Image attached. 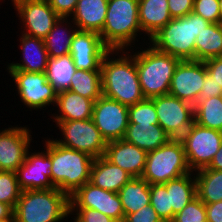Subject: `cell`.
<instances>
[{"label":"cell","instance_id":"obj_12","mask_svg":"<svg viewBox=\"0 0 222 222\" xmlns=\"http://www.w3.org/2000/svg\"><path fill=\"white\" fill-rule=\"evenodd\" d=\"M91 119L106 142L120 140L129 124L128 107L101 95L94 103Z\"/></svg>","mask_w":222,"mask_h":222},{"label":"cell","instance_id":"obj_14","mask_svg":"<svg viewBox=\"0 0 222 222\" xmlns=\"http://www.w3.org/2000/svg\"><path fill=\"white\" fill-rule=\"evenodd\" d=\"M70 208L98 210L117 222H124L125 216L118 193L101 189L87 182L69 196Z\"/></svg>","mask_w":222,"mask_h":222},{"label":"cell","instance_id":"obj_7","mask_svg":"<svg viewBox=\"0 0 222 222\" xmlns=\"http://www.w3.org/2000/svg\"><path fill=\"white\" fill-rule=\"evenodd\" d=\"M191 172L182 141L170 139L158 149L147 152L142 178L150 185L163 184Z\"/></svg>","mask_w":222,"mask_h":222},{"label":"cell","instance_id":"obj_42","mask_svg":"<svg viewBox=\"0 0 222 222\" xmlns=\"http://www.w3.org/2000/svg\"><path fill=\"white\" fill-rule=\"evenodd\" d=\"M54 11L64 18H71L78 0H47Z\"/></svg>","mask_w":222,"mask_h":222},{"label":"cell","instance_id":"obj_24","mask_svg":"<svg viewBox=\"0 0 222 222\" xmlns=\"http://www.w3.org/2000/svg\"><path fill=\"white\" fill-rule=\"evenodd\" d=\"M138 2L140 28L149 41L172 19L168 2L167 0H138Z\"/></svg>","mask_w":222,"mask_h":222},{"label":"cell","instance_id":"obj_20","mask_svg":"<svg viewBox=\"0 0 222 222\" xmlns=\"http://www.w3.org/2000/svg\"><path fill=\"white\" fill-rule=\"evenodd\" d=\"M19 48L21 54L20 62L8 63L7 70H23L26 72L46 73L49 55L44 40L21 33Z\"/></svg>","mask_w":222,"mask_h":222},{"label":"cell","instance_id":"obj_40","mask_svg":"<svg viewBox=\"0 0 222 222\" xmlns=\"http://www.w3.org/2000/svg\"><path fill=\"white\" fill-rule=\"evenodd\" d=\"M124 222H163L156 211L150 205L144 206L135 213L128 214Z\"/></svg>","mask_w":222,"mask_h":222},{"label":"cell","instance_id":"obj_43","mask_svg":"<svg viewBox=\"0 0 222 222\" xmlns=\"http://www.w3.org/2000/svg\"><path fill=\"white\" fill-rule=\"evenodd\" d=\"M214 96H222V87L207 73L197 102Z\"/></svg>","mask_w":222,"mask_h":222},{"label":"cell","instance_id":"obj_44","mask_svg":"<svg viewBox=\"0 0 222 222\" xmlns=\"http://www.w3.org/2000/svg\"><path fill=\"white\" fill-rule=\"evenodd\" d=\"M207 73L218 86L222 87V57H214L204 61Z\"/></svg>","mask_w":222,"mask_h":222},{"label":"cell","instance_id":"obj_38","mask_svg":"<svg viewBox=\"0 0 222 222\" xmlns=\"http://www.w3.org/2000/svg\"><path fill=\"white\" fill-rule=\"evenodd\" d=\"M193 12L210 23H221L219 0H194Z\"/></svg>","mask_w":222,"mask_h":222},{"label":"cell","instance_id":"obj_25","mask_svg":"<svg viewBox=\"0 0 222 222\" xmlns=\"http://www.w3.org/2000/svg\"><path fill=\"white\" fill-rule=\"evenodd\" d=\"M123 139L150 152L165 145L171 138L159 124L129 123Z\"/></svg>","mask_w":222,"mask_h":222},{"label":"cell","instance_id":"obj_49","mask_svg":"<svg viewBox=\"0 0 222 222\" xmlns=\"http://www.w3.org/2000/svg\"><path fill=\"white\" fill-rule=\"evenodd\" d=\"M0 222H16L15 218L1 219Z\"/></svg>","mask_w":222,"mask_h":222},{"label":"cell","instance_id":"obj_28","mask_svg":"<svg viewBox=\"0 0 222 222\" xmlns=\"http://www.w3.org/2000/svg\"><path fill=\"white\" fill-rule=\"evenodd\" d=\"M163 184L169 193L174 219V216L197 196L195 174L191 172Z\"/></svg>","mask_w":222,"mask_h":222},{"label":"cell","instance_id":"obj_22","mask_svg":"<svg viewBox=\"0 0 222 222\" xmlns=\"http://www.w3.org/2000/svg\"><path fill=\"white\" fill-rule=\"evenodd\" d=\"M107 7L108 0H78L70 19L79 31L100 34L105 23Z\"/></svg>","mask_w":222,"mask_h":222},{"label":"cell","instance_id":"obj_18","mask_svg":"<svg viewBox=\"0 0 222 222\" xmlns=\"http://www.w3.org/2000/svg\"><path fill=\"white\" fill-rule=\"evenodd\" d=\"M27 126H12L0 130V170L16 171L25 161L32 142Z\"/></svg>","mask_w":222,"mask_h":222},{"label":"cell","instance_id":"obj_31","mask_svg":"<svg viewBox=\"0 0 222 222\" xmlns=\"http://www.w3.org/2000/svg\"><path fill=\"white\" fill-rule=\"evenodd\" d=\"M194 122L202 127L222 131V96H214L196 102Z\"/></svg>","mask_w":222,"mask_h":222},{"label":"cell","instance_id":"obj_37","mask_svg":"<svg viewBox=\"0 0 222 222\" xmlns=\"http://www.w3.org/2000/svg\"><path fill=\"white\" fill-rule=\"evenodd\" d=\"M172 222H207L205 203L196 196L174 216Z\"/></svg>","mask_w":222,"mask_h":222},{"label":"cell","instance_id":"obj_23","mask_svg":"<svg viewBox=\"0 0 222 222\" xmlns=\"http://www.w3.org/2000/svg\"><path fill=\"white\" fill-rule=\"evenodd\" d=\"M131 178L128 172L100 156L93 161L89 182L101 189L118 193Z\"/></svg>","mask_w":222,"mask_h":222},{"label":"cell","instance_id":"obj_33","mask_svg":"<svg viewBox=\"0 0 222 222\" xmlns=\"http://www.w3.org/2000/svg\"><path fill=\"white\" fill-rule=\"evenodd\" d=\"M76 68L71 55L49 59L46 69L48 81L59 92L67 90Z\"/></svg>","mask_w":222,"mask_h":222},{"label":"cell","instance_id":"obj_45","mask_svg":"<svg viewBox=\"0 0 222 222\" xmlns=\"http://www.w3.org/2000/svg\"><path fill=\"white\" fill-rule=\"evenodd\" d=\"M207 222H222V200L205 204Z\"/></svg>","mask_w":222,"mask_h":222},{"label":"cell","instance_id":"obj_48","mask_svg":"<svg viewBox=\"0 0 222 222\" xmlns=\"http://www.w3.org/2000/svg\"><path fill=\"white\" fill-rule=\"evenodd\" d=\"M1 1V0H0ZM5 2V0H3ZM12 2V5L13 7L15 8L18 4L22 3V2H25V1H28V0H11Z\"/></svg>","mask_w":222,"mask_h":222},{"label":"cell","instance_id":"obj_1","mask_svg":"<svg viewBox=\"0 0 222 222\" xmlns=\"http://www.w3.org/2000/svg\"><path fill=\"white\" fill-rule=\"evenodd\" d=\"M132 49L109 50L101 63L102 95L127 107L145 99L135 64L136 49Z\"/></svg>","mask_w":222,"mask_h":222},{"label":"cell","instance_id":"obj_10","mask_svg":"<svg viewBox=\"0 0 222 222\" xmlns=\"http://www.w3.org/2000/svg\"><path fill=\"white\" fill-rule=\"evenodd\" d=\"M17 88V95L30 111H41L56 104L58 91L48 81L46 73L26 72L23 70H8Z\"/></svg>","mask_w":222,"mask_h":222},{"label":"cell","instance_id":"obj_30","mask_svg":"<svg viewBox=\"0 0 222 222\" xmlns=\"http://www.w3.org/2000/svg\"><path fill=\"white\" fill-rule=\"evenodd\" d=\"M197 197L205 204L222 200V170L201 169L194 172Z\"/></svg>","mask_w":222,"mask_h":222},{"label":"cell","instance_id":"obj_4","mask_svg":"<svg viewBox=\"0 0 222 222\" xmlns=\"http://www.w3.org/2000/svg\"><path fill=\"white\" fill-rule=\"evenodd\" d=\"M69 215V216H68ZM16 222H62L70 217L69 196L58 188L23 190L14 209Z\"/></svg>","mask_w":222,"mask_h":222},{"label":"cell","instance_id":"obj_35","mask_svg":"<svg viewBox=\"0 0 222 222\" xmlns=\"http://www.w3.org/2000/svg\"><path fill=\"white\" fill-rule=\"evenodd\" d=\"M22 190L14 171L0 170V202L15 209Z\"/></svg>","mask_w":222,"mask_h":222},{"label":"cell","instance_id":"obj_3","mask_svg":"<svg viewBox=\"0 0 222 222\" xmlns=\"http://www.w3.org/2000/svg\"><path fill=\"white\" fill-rule=\"evenodd\" d=\"M142 34L138 0H108L105 23L99 34L103 43L110 50L131 49L136 41L141 44L137 37Z\"/></svg>","mask_w":222,"mask_h":222},{"label":"cell","instance_id":"obj_29","mask_svg":"<svg viewBox=\"0 0 222 222\" xmlns=\"http://www.w3.org/2000/svg\"><path fill=\"white\" fill-rule=\"evenodd\" d=\"M222 57V23H211L195 41V60Z\"/></svg>","mask_w":222,"mask_h":222},{"label":"cell","instance_id":"obj_27","mask_svg":"<svg viewBox=\"0 0 222 222\" xmlns=\"http://www.w3.org/2000/svg\"><path fill=\"white\" fill-rule=\"evenodd\" d=\"M118 194L125 217L150 205V184L142 177H132Z\"/></svg>","mask_w":222,"mask_h":222},{"label":"cell","instance_id":"obj_16","mask_svg":"<svg viewBox=\"0 0 222 222\" xmlns=\"http://www.w3.org/2000/svg\"><path fill=\"white\" fill-rule=\"evenodd\" d=\"M13 9L24 26L21 33L43 40L60 18L47 0H28Z\"/></svg>","mask_w":222,"mask_h":222},{"label":"cell","instance_id":"obj_50","mask_svg":"<svg viewBox=\"0 0 222 222\" xmlns=\"http://www.w3.org/2000/svg\"><path fill=\"white\" fill-rule=\"evenodd\" d=\"M220 12H221V23H222V0H219Z\"/></svg>","mask_w":222,"mask_h":222},{"label":"cell","instance_id":"obj_8","mask_svg":"<svg viewBox=\"0 0 222 222\" xmlns=\"http://www.w3.org/2000/svg\"><path fill=\"white\" fill-rule=\"evenodd\" d=\"M53 122L56 123L55 125L63 137L62 139L56 138L57 143L84 152L94 159L104 156L107 142L101 136L92 119Z\"/></svg>","mask_w":222,"mask_h":222},{"label":"cell","instance_id":"obj_34","mask_svg":"<svg viewBox=\"0 0 222 222\" xmlns=\"http://www.w3.org/2000/svg\"><path fill=\"white\" fill-rule=\"evenodd\" d=\"M150 204L163 222H172L173 208L170 207L169 193L164 184L150 185Z\"/></svg>","mask_w":222,"mask_h":222},{"label":"cell","instance_id":"obj_39","mask_svg":"<svg viewBox=\"0 0 222 222\" xmlns=\"http://www.w3.org/2000/svg\"><path fill=\"white\" fill-rule=\"evenodd\" d=\"M70 214L78 222H117L98 210L90 208H70Z\"/></svg>","mask_w":222,"mask_h":222},{"label":"cell","instance_id":"obj_36","mask_svg":"<svg viewBox=\"0 0 222 222\" xmlns=\"http://www.w3.org/2000/svg\"><path fill=\"white\" fill-rule=\"evenodd\" d=\"M128 118L129 123L158 124L154 102L149 98H145L143 101L129 106Z\"/></svg>","mask_w":222,"mask_h":222},{"label":"cell","instance_id":"obj_41","mask_svg":"<svg viewBox=\"0 0 222 222\" xmlns=\"http://www.w3.org/2000/svg\"><path fill=\"white\" fill-rule=\"evenodd\" d=\"M167 2L172 19L184 17L193 12L194 0H167Z\"/></svg>","mask_w":222,"mask_h":222},{"label":"cell","instance_id":"obj_21","mask_svg":"<svg viewBox=\"0 0 222 222\" xmlns=\"http://www.w3.org/2000/svg\"><path fill=\"white\" fill-rule=\"evenodd\" d=\"M94 103L92 99L85 98L73 91L62 90L58 92L55 108L57 112L51 115L53 121L86 120L92 118ZM57 113V114H56Z\"/></svg>","mask_w":222,"mask_h":222},{"label":"cell","instance_id":"obj_6","mask_svg":"<svg viewBox=\"0 0 222 222\" xmlns=\"http://www.w3.org/2000/svg\"><path fill=\"white\" fill-rule=\"evenodd\" d=\"M94 158L51 139V183L68 196L90 181Z\"/></svg>","mask_w":222,"mask_h":222},{"label":"cell","instance_id":"obj_47","mask_svg":"<svg viewBox=\"0 0 222 222\" xmlns=\"http://www.w3.org/2000/svg\"><path fill=\"white\" fill-rule=\"evenodd\" d=\"M7 218H15L14 209L10 205L0 202V220Z\"/></svg>","mask_w":222,"mask_h":222},{"label":"cell","instance_id":"obj_19","mask_svg":"<svg viewBox=\"0 0 222 222\" xmlns=\"http://www.w3.org/2000/svg\"><path fill=\"white\" fill-rule=\"evenodd\" d=\"M104 157L128 172L132 177H142L146 166L147 152L124 139H120L107 142Z\"/></svg>","mask_w":222,"mask_h":222},{"label":"cell","instance_id":"obj_11","mask_svg":"<svg viewBox=\"0 0 222 222\" xmlns=\"http://www.w3.org/2000/svg\"><path fill=\"white\" fill-rule=\"evenodd\" d=\"M158 124L171 139H180L194 123V105L170 94L150 98Z\"/></svg>","mask_w":222,"mask_h":222},{"label":"cell","instance_id":"obj_5","mask_svg":"<svg viewBox=\"0 0 222 222\" xmlns=\"http://www.w3.org/2000/svg\"><path fill=\"white\" fill-rule=\"evenodd\" d=\"M135 52L139 83L145 98L169 94L171 79L180 59L155 49L152 45Z\"/></svg>","mask_w":222,"mask_h":222},{"label":"cell","instance_id":"obj_46","mask_svg":"<svg viewBox=\"0 0 222 222\" xmlns=\"http://www.w3.org/2000/svg\"><path fill=\"white\" fill-rule=\"evenodd\" d=\"M204 169L222 170V144H221L218 152L214 155L209 166Z\"/></svg>","mask_w":222,"mask_h":222},{"label":"cell","instance_id":"obj_17","mask_svg":"<svg viewBox=\"0 0 222 222\" xmlns=\"http://www.w3.org/2000/svg\"><path fill=\"white\" fill-rule=\"evenodd\" d=\"M109 50L98 33L77 30L69 54L76 69L101 71L102 59Z\"/></svg>","mask_w":222,"mask_h":222},{"label":"cell","instance_id":"obj_2","mask_svg":"<svg viewBox=\"0 0 222 222\" xmlns=\"http://www.w3.org/2000/svg\"><path fill=\"white\" fill-rule=\"evenodd\" d=\"M211 23L194 12L173 18L149 39V44L160 52L185 60H195V41Z\"/></svg>","mask_w":222,"mask_h":222},{"label":"cell","instance_id":"obj_13","mask_svg":"<svg viewBox=\"0 0 222 222\" xmlns=\"http://www.w3.org/2000/svg\"><path fill=\"white\" fill-rule=\"evenodd\" d=\"M45 151L27 152L24 163L15 171L20 189L40 190L55 188L51 183V138L44 139Z\"/></svg>","mask_w":222,"mask_h":222},{"label":"cell","instance_id":"obj_32","mask_svg":"<svg viewBox=\"0 0 222 222\" xmlns=\"http://www.w3.org/2000/svg\"><path fill=\"white\" fill-rule=\"evenodd\" d=\"M67 90L96 101L102 95L101 71L76 69Z\"/></svg>","mask_w":222,"mask_h":222},{"label":"cell","instance_id":"obj_51","mask_svg":"<svg viewBox=\"0 0 222 222\" xmlns=\"http://www.w3.org/2000/svg\"><path fill=\"white\" fill-rule=\"evenodd\" d=\"M72 219L74 220L73 222H78L75 218H73V216H72Z\"/></svg>","mask_w":222,"mask_h":222},{"label":"cell","instance_id":"obj_9","mask_svg":"<svg viewBox=\"0 0 222 222\" xmlns=\"http://www.w3.org/2000/svg\"><path fill=\"white\" fill-rule=\"evenodd\" d=\"M192 172L207 168L222 144V131L193 123L180 138Z\"/></svg>","mask_w":222,"mask_h":222},{"label":"cell","instance_id":"obj_26","mask_svg":"<svg viewBox=\"0 0 222 222\" xmlns=\"http://www.w3.org/2000/svg\"><path fill=\"white\" fill-rule=\"evenodd\" d=\"M74 25L70 18L60 17L45 37L44 44L50 59L69 55L72 38L78 30Z\"/></svg>","mask_w":222,"mask_h":222},{"label":"cell","instance_id":"obj_15","mask_svg":"<svg viewBox=\"0 0 222 222\" xmlns=\"http://www.w3.org/2000/svg\"><path fill=\"white\" fill-rule=\"evenodd\" d=\"M206 75L204 61H180L171 79L169 94L195 105Z\"/></svg>","mask_w":222,"mask_h":222}]
</instances>
